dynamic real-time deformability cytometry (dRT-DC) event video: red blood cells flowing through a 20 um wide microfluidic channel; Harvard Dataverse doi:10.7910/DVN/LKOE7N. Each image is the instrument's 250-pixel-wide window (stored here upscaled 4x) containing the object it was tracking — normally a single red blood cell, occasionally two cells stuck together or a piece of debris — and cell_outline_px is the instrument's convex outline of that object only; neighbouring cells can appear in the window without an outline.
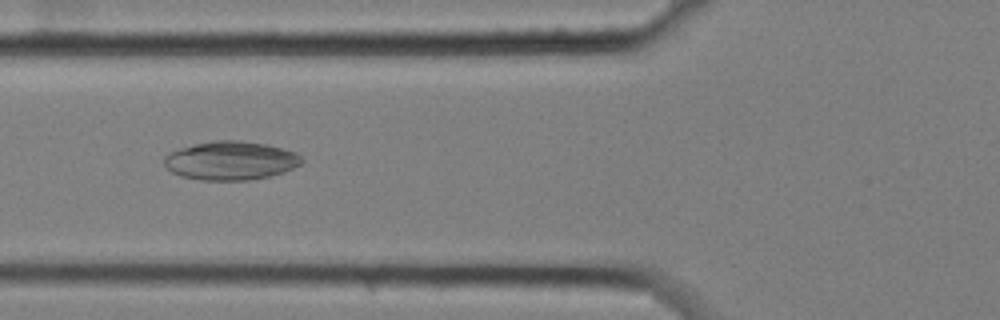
{"species": "common noctule bat (a hibernating species)", "species_latin": "Nyctalus noctula", "temperature_condition": "cold", "stored_images_in_passage": 7, "camera_frame_rate_fps": 3000, "um_per_image_px": 0.085, "animal": {"sex": "female", "body_mass_g": 25.1}, "frame": {"image": 1, "passage_image": 6, "time_ms": 1.667, "image_size_px": [1000, 320], "cell_outline_px": [[304, 160], [300, 164], [284, 172], [268, 176], [248, 180], [200, 180], [180, 176], [172, 172], [164, 164], [164, 156], [180, 148], [212, 140], [240, 140], [264, 144], [296, 152]], "centroid_in_image_um": [19.6, 13.65], "position_along_channel_um": 106.2, "area_um2": 30.81}}
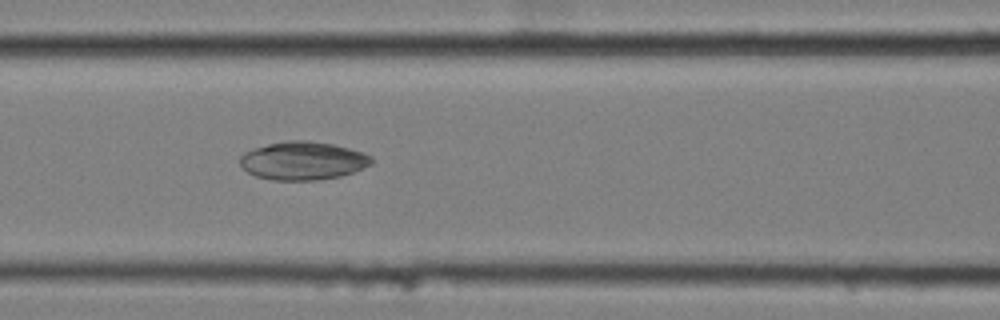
{"frame": {"image": 2, "passage_image": 7, "time_ms": 2.0, "image_size_px": [1000, 320], "cell_outline_px": [[372, 164], [352, 172], [340, 176], [316, 180], [272, 180], [256, 176], [248, 172], [240, 164], [240, 156], [244, 152], [268, 144], [288, 140], [308, 140], [332, 144], [364, 152], [372, 156]], "centroid_in_image_um": [25.75, 13.66], "position_along_channel_um": 140.8, "area_um2": 29.19}}